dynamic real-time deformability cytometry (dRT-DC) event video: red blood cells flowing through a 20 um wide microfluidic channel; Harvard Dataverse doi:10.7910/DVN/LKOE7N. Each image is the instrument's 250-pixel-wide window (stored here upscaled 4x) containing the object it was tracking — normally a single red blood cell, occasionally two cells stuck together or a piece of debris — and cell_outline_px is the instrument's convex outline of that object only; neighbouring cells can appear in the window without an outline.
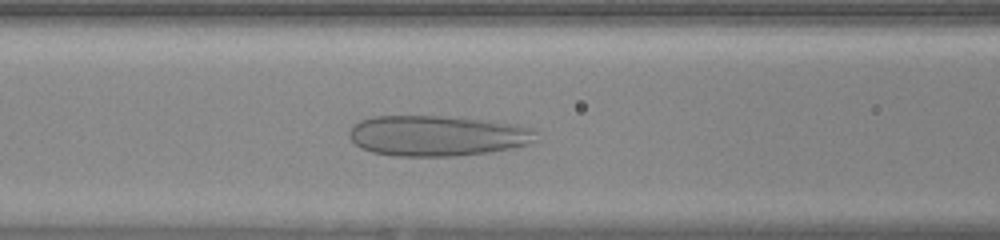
{"species": "human", "species_latin": "Homo sapiens", "temperature_condition": "warm", "stored_images_in_passage": 40, "camera_frame_rate_fps": 3000, "um_per_image_px": 0.085, "donor": {"sex": "female"}, "frame": {"image": 1, "passage_image": 13, "time_ms": 4.0, "image_size_px": [1000, 240], "cell_outline_px": [[540, 140], [532, 144], [512, 148], [488, 152], [456, 156], [396, 156], [372, 152], [360, 148], [348, 136], [348, 132], [352, 124], [360, 120], [372, 116], [440, 116], [484, 120], [516, 124], [532, 128], [540, 132]], "centroid_in_image_um": [37.22, 11.54], "position_along_channel_um": 129.4, "area_um2": 44.8}}
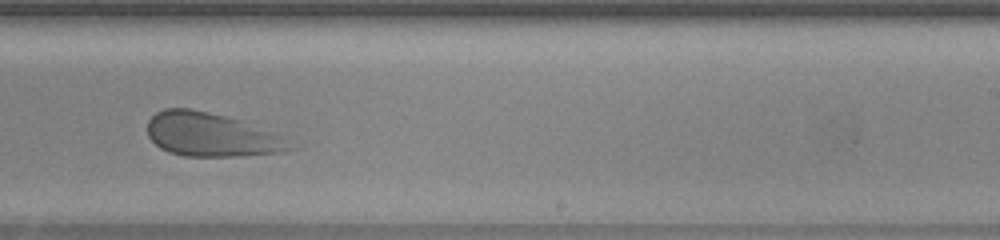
{"frame": {"image": 2, "passage_image": 23, "time_ms": 7.333, "image_size_px": [1000, 240], "cell_outline_px": [[296, 148], [284, 152], [236, 156], [184, 156], [168, 152], [160, 148], [148, 136], [148, 120], [156, 112], [164, 108], [192, 108], [244, 120], [288, 136], [296, 144]], "centroid_in_image_um": [18.07, 11.44], "position_along_channel_um": 270.9, "area_um2": 37.28}}
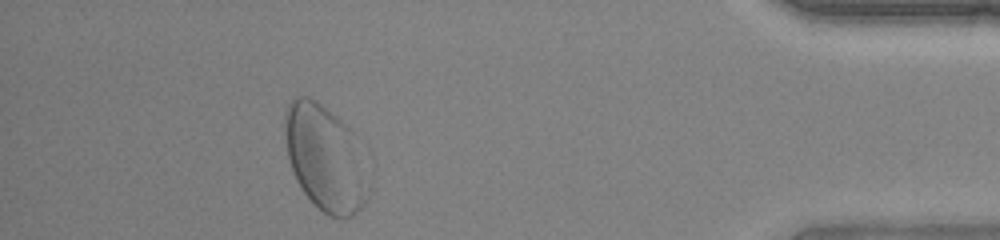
{"frame": {"image": 3, "passage_image": 36, "time_ms": 11.667, "image_size_px": [1000, 240], "cell_outline_px": [[372, 188], [364, 204], [352, 216], [328, 216], [300, 188], [296, 180], [288, 156], [284, 132], [284, 112], [288, 104], [296, 96], [308, 96], [316, 100], [352, 128], [368, 148], [372, 156]], "centroid_in_image_um": [27.81, 13.4], "position_along_channel_um": 407.4, "area_um2": 54.16}}